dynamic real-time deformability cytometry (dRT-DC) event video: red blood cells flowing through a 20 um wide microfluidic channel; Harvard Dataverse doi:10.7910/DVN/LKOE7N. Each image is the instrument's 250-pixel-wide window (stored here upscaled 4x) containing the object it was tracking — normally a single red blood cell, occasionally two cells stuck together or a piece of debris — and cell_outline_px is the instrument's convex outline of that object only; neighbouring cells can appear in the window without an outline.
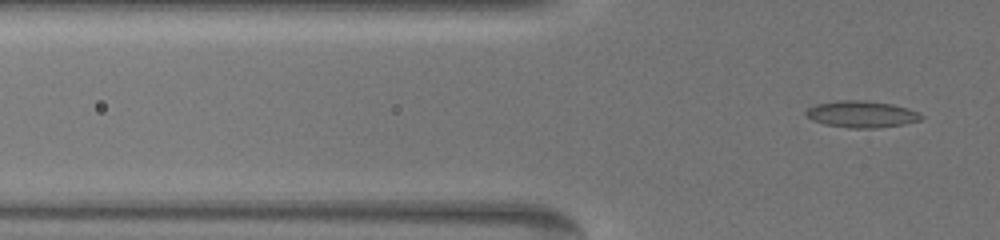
{"species": "common noctule bat (a hibernating species)", "species_latin": "Nyctalus noctula", "temperature_condition": "warm", "stored_images_in_passage": 3, "camera_frame_rate_fps": 3000, "um_per_image_px": 0.085, "animal": {"sex": "female", "body_mass_g": 19.5, "forearm_length_mm": 54.1}, "frame": {"image": 1, "passage_image": 3, "time_ms": 0.667, "image_size_px": [1000, 240], "cell_outline_px": [[924, 116], [920, 120], [904, 124], [876, 128], [848, 128], [824, 124], [812, 120], [804, 116], [804, 112], [808, 108], [816, 104], [836, 100], [864, 100], [892, 104], [908, 108], [920, 112]], "centroid_in_image_um": [73.21, 9.7], "position_along_channel_um": 52.6, "area_um2": 18.15}}